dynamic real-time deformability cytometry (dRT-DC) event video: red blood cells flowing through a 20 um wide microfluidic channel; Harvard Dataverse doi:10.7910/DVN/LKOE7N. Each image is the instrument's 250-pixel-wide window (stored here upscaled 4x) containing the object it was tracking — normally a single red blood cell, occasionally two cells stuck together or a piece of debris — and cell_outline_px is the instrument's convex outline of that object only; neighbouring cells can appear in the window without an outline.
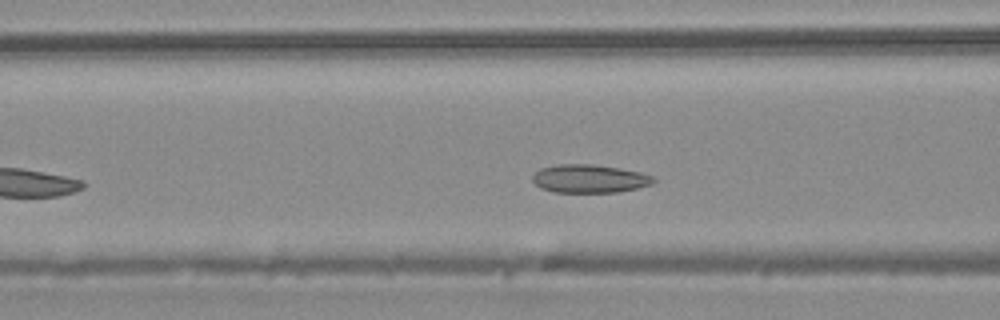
{"species": "common noctule bat (a hibernating species)", "species_latin": "Nyctalus noctula", "temperature_condition": "warm", "stored_images_in_passage": 37, "camera_frame_rate_fps": 3000, "um_per_image_px": 0.085, "animal": {"sex": "male", "body_mass_g": 20.4}, "frame": {"image": 1, "passage_image": 11, "time_ms": 3.333, "image_size_px": [1000, 320], "cell_outline_px": [[656, 180], [652, 184], [620, 192], [552, 192], [540, 188], [532, 180], [532, 176], [540, 168], [556, 164], [592, 164], [620, 168], [640, 172], [652, 176]], "centroid_in_image_um": [50.08, 15.18], "position_along_channel_um": 116.5, "area_um2": 20.0}}